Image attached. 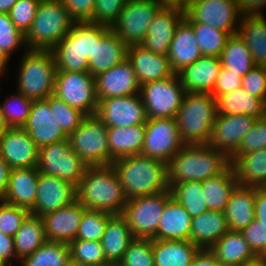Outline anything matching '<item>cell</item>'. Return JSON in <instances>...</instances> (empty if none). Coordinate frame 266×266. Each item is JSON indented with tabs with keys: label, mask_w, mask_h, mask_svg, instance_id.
<instances>
[{
	"label": "cell",
	"mask_w": 266,
	"mask_h": 266,
	"mask_svg": "<svg viewBox=\"0 0 266 266\" xmlns=\"http://www.w3.org/2000/svg\"><path fill=\"white\" fill-rule=\"evenodd\" d=\"M77 200L86 208L123 214L127 198L113 165L88 166L77 187Z\"/></svg>",
	"instance_id": "1"
},
{
	"label": "cell",
	"mask_w": 266,
	"mask_h": 266,
	"mask_svg": "<svg viewBox=\"0 0 266 266\" xmlns=\"http://www.w3.org/2000/svg\"><path fill=\"white\" fill-rule=\"evenodd\" d=\"M229 165V157L208 144H185L167 163L168 184L203 181Z\"/></svg>",
	"instance_id": "2"
},
{
	"label": "cell",
	"mask_w": 266,
	"mask_h": 266,
	"mask_svg": "<svg viewBox=\"0 0 266 266\" xmlns=\"http://www.w3.org/2000/svg\"><path fill=\"white\" fill-rule=\"evenodd\" d=\"M112 165L127 199L170 190L165 162L139 154L116 159Z\"/></svg>",
	"instance_id": "3"
},
{
	"label": "cell",
	"mask_w": 266,
	"mask_h": 266,
	"mask_svg": "<svg viewBox=\"0 0 266 266\" xmlns=\"http://www.w3.org/2000/svg\"><path fill=\"white\" fill-rule=\"evenodd\" d=\"M217 115L216 98L210 93H187L175 116L184 144H208Z\"/></svg>",
	"instance_id": "4"
},
{
	"label": "cell",
	"mask_w": 266,
	"mask_h": 266,
	"mask_svg": "<svg viewBox=\"0 0 266 266\" xmlns=\"http://www.w3.org/2000/svg\"><path fill=\"white\" fill-rule=\"evenodd\" d=\"M75 21L59 0H41L35 18L24 34L26 49L51 50Z\"/></svg>",
	"instance_id": "5"
},
{
	"label": "cell",
	"mask_w": 266,
	"mask_h": 266,
	"mask_svg": "<svg viewBox=\"0 0 266 266\" xmlns=\"http://www.w3.org/2000/svg\"><path fill=\"white\" fill-rule=\"evenodd\" d=\"M19 64L17 90L32 100L53 94L56 62L52 50L27 49Z\"/></svg>",
	"instance_id": "6"
},
{
	"label": "cell",
	"mask_w": 266,
	"mask_h": 266,
	"mask_svg": "<svg viewBox=\"0 0 266 266\" xmlns=\"http://www.w3.org/2000/svg\"><path fill=\"white\" fill-rule=\"evenodd\" d=\"M107 139V126L96 115L86 116L68 136L71 148L87 166L110 165Z\"/></svg>",
	"instance_id": "7"
},
{
	"label": "cell",
	"mask_w": 266,
	"mask_h": 266,
	"mask_svg": "<svg viewBox=\"0 0 266 266\" xmlns=\"http://www.w3.org/2000/svg\"><path fill=\"white\" fill-rule=\"evenodd\" d=\"M87 167L68 139L39 148L37 168L41 174L58 177L78 187Z\"/></svg>",
	"instance_id": "8"
},
{
	"label": "cell",
	"mask_w": 266,
	"mask_h": 266,
	"mask_svg": "<svg viewBox=\"0 0 266 266\" xmlns=\"http://www.w3.org/2000/svg\"><path fill=\"white\" fill-rule=\"evenodd\" d=\"M53 94L86 116L96 114L99 100L89 72L57 71Z\"/></svg>",
	"instance_id": "9"
},
{
	"label": "cell",
	"mask_w": 266,
	"mask_h": 266,
	"mask_svg": "<svg viewBox=\"0 0 266 266\" xmlns=\"http://www.w3.org/2000/svg\"><path fill=\"white\" fill-rule=\"evenodd\" d=\"M140 94L148 118H175L186 94L177 73L142 84Z\"/></svg>",
	"instance_id": "10"
},
{
	"label": "cell",
	"mask_w": 266,
	"mask_h": 266,
	"mask_svg": "<svg viewBox=\"0 0 266 266\" xmlns=\"http://www.w3.org/2000/svg\"><path fill=\"white\" fill-rule=\"evenodd\" d=\"M171 197V191L166 190L127 200L122 215L135 238H152L156 234L165 204Z\"/></svg>",
	"instance_id": "11"
},
{
	"label": "cell",
	"mask_w": 266,
	"mask_h": 266,
	"mask_svg": "<svg viewBox=\"0 0 266 266\" xmlns=\"http://www.w3.org/2000/svg\"><path fill=\"white\" fill-rule=\"evenodd\" d=\"M161 8L156 0H128L110 29L128 46L139 45Z\"/></svg>",
	"instance_id": "12"
},
{
	"label": "cell",
	"mask_w": 266,
	"mask_h": 266,
	"mask_svg": "<svg viewBox=\"0 0 266 266\" xmlns=\"http://www.w3.org/2000/svg\"><path fill=\"white\" fill-rule=\"evenodd\" d=\"M175 118H148L141 155L168 163L184 146Z\"/></svg>",
	"instance_id": "13"
},
{
	"label": "cell",
	"mask_w": 266,
	"mask_h": 266,
	"mask_svg": "<svg viewBox=\"0 0 266 266\" xmlns=\"http://www.w3.org/2000/svg\"><path fill=\"white\" fill-rule=\"evenodd\" d=\"M241 17L236 0H192L184 18L189 23L212 25L231 36L237 33Z\"/></svg>",
	"instance_id": "14"
},
{
	"label": "cell",
	"mask_w": 266,
	"mask_h": 266,
	"mask_svg": "<svg viewBox=\"0 0 266 266\" xmlns=\"http://www.w3.org/2000/svg\"><path fill=\"white\" fill-rule=\"evenodd\" d=\"M95 115L107 127L145 125L148 119L140 93L101 99Z\"/></svg>",
	"instance_id": "15"
},
{
	"label": "cell",
	"mask_w": 266,
	"mask_h": 266,
	"mask_svg": "<svg viewBox=\"0 0 266 266\" xmlns=\"http://www.w3.org/2000/svg\"><path fill=\"white\" fill-rule=\"evenodd\" d=\"M0 156L10 169L37 167L39 147L23 128H5L0 133Z\"/></svg>",
	"instance_id": "16"
},
{
	"label": "cell",
	"mask_w": 266,
	"mask_h": 266,
	"mask_svg": "<svg viewBox=\"0 0 266 266\" xmlns=\"http://www.w3.org/2000/svg\"><path fill=\"white\" fill-rule=\"evenodd\" d=\"M77 200V187L58 177L39 173L37 194L30 214L42 217Z\"/></svg>",
	"instance_id": "17"
},
{
	"label": "cell",
	"mask_w": 266,
	"mask_h": 266,
	"mask_svg": "<svg viewBox=\"0 0 266 266\" xmlns=\"http://www.w3.org/2000/svg\"><path fill=\"white\" fill-rule=\"evenodd\" d=\"M256 118L246 114H217L208 145L230 157L251 130Z\"/></svg>",
	"instance_id": "18"
},
{
	"label": "cell",
	"mask_w": 266,
	"mask_h": 266,
	"mask_svg": "<svg viewBox=\"0 0 266 266\" xmlns=\"http://www.w3.org/2000/svg\"><path fill=\"white\" fill-rule=\"evenodd\" d=\"M23 129L39 148L68 139L54 116V108L46 100H34Z\"/></svg>",
	"instance_id": "19"
},
{
	"label": "cell",
	"mask_w": 266,
	"mask_h": 266,
	"mask_svg": "<svg viewBox=\"0 0 266 266\" xmlns=\"http://www.w3.org/2000/svg\"><path fill=\"white\" fill-rule=\"evenodd\" d=\"M98 100L140 93L134 68L126 58L123 62L95 76Z\"/></svg>",
	"instance_id": "20"
},
{
	"label": "cell",
	"mask_w": 266,
	"mask_h": 266,
	"mask_svg": "<svg viewBox=\"0 0 266 266\" xmlns=\"http://www.w3.org/2000/svg\"><path fill=\"white\" fill-rule=\"evenodd\" d=\"M185 17V11L162 7L155 15L141 45L149 51L167 55L175 30Z\"/></svg>",
	"instance_id": "21"
},
{
	"label": "cell",
	"mask_w": 266,
	"mask_h": 266,
	"mask_svg": "<svg viewBox=\"0 0 266 266\" xmlns=\"http://www.w3.org/2000/svg\"><path fill=\"white\" fill-rule=\"evenodd\" d=\"M86 208L75 200L70 205L42 216L46 239L69 244L76 239Z\"/></svg>",
	"instance_id": "22"
},
{
	"label": "cell",
	"mask_w": 266,
	"mask_h": 266,
	"mask_svg": "<svg viewBox=\"0 0 266 266\" xmlns=\"http://www.w3.org/2000/svg\"><path fill=\"white\" fill-rule=\"evenodd\" d=\"M127 59L131 62L140 85L175 74L167 55L155 54L141 44L128 47Z\"/></svg>",
	"instance_id": "23"
},
{
	"label": "cell",
	"mask_w": 266,
	"mask_h": 266,
	"mask_svg": "<svg viewBox=\"0 0 266 266\" xmlns=\"http://www.w3.org/2000/svg\"><path fill=\"white\" fill-rule=\"evenodd\" d=\"M222 63L220 57L202 55L191 65L186 66L178 76L187 93H212Z\"/></svg>",
	"instance_id": "24"
},
{
	"label": "cell",
	"mask_w": 266,
	"mask_h": 266,
	"mask_svg": "<svg viewBox=\"0 0 266 266\" xmlns=\"http://www.w3.org/2000/svg\"><path fill=\"white\" fill-rule=\"evenodd\" d=\"M39 173L37 167L11 169L8 186L1 200L30 211L36 200Z\"/></svg>",
	"instance_id": "25"
},
{
	"label": "cell",
	"mask_w": 266,
	"mask_h": 266,
	"mask_svg": "<svg viewBox=\"0 0 266 266\" xmlns=\"http://www.w3.org/2000/svg\"><path fill=\"white\" fill-rule=\"evenodd\" d=\"M128 45L111 29L94 39L93 55L88 59L89 73L94 77L120 64L127 58Z\"/></svg>",
	"instance_id": "26"
},
{
	"label": "cell",
	"mask_w": 266,
	"mask_h": 266,
	"mask_svg": "<svg viewBox=\"0 0 266 266\" xmlns=\"http://www.w3.org/2000/svg\"><path fill=\"white\" fill-rule=\"evenodd\" d=\"M175 73L198 60L202 53L193 26L183 18L178 24L167 54Z\"/></svg>",
	"instance_id": "27"
},
{
	"label": "cell",
	"mask_w": 266,
	"mask_h": 266,
	"mask_svg": "<svg viewBox=\"0 0 266 266\" xmlns=\"http://www.w3.org/2000/svg\"><path fill=\"white\" fill-rule=\"evenodd\" d=\"M255 195V187L237 184L233 189L224 210L230 230L242 231L254 221Z\"/></svg>",
	"instance_id": "28"
},
{
	"label": "cell",
	"mask_w": 266,
	"mask_h": 266,
	"mask_svg": "<svg viewBox=\"0 0 266 266\" xmlns=\"http://www.w3.org/2000/svg\"><path fill=\"white\" fill-rule=\"evenodd\" d=\"M192 217L172 197L166 202L156 234V240H190Z\"/></svg>",
	"instance_id": "29"
},
{
	"label": "cell",
	"mask_w": 266,
	"mask_h": 266,
	"mask_svg": "<svg viewBox=\"0 0 266 266\" xmlns=\"http://www.w3.org/2000/svg\"><path fill=\"white\" fill-rule=\"evenodd\" d=\"M229 230L224 212L207 210L192 218L191 242L199 249H209Z\"/></svg>",
	"instance_id": "30"
},
{
	"label": "cell",
	"mask_w": 266,
	"mask_h": 266,
	"mask_svg": "<svg viewBox=\"0 0 266 266\" xmlns=\"http://www.w3.org/2000/svg\"><path fill=\"white\" fill-rule=\"evenodd\" d=\"M238 184L255 188L266 187V148L229 157Z\"/></svg>",
	"instance_id": "31"
},
{
	"label": "cell",
	"mask_w": 266,
	"mask_h": 266,
	"mask_svg": "<svg viewBox=\"0 0 266 266\" xmlns=\"http://www.w3.org/2000/svg\"><path fill=\"white\" fill-rule=\"evenodd\" d=\"M134 238L126 218L122 214L112 215L100 241L107 261L117 265Z\"/></svg>",
	"instance_id": "32"
},
{
	"label": "cell",
	"mask_w": 266,
	"mask_h": 266,
	"mask_svg": "<svg viewBox=\"0 0 266 266\" xmlns=\"http://www.w3.org/2000/svg\"><path fill=\"white\" fill-rule=\"evenodd\" d=\"M144 134L145 125L107 127L110 165H112L116 159L141 154Z\"/></svg>",
	"instance_id": "33"
},
{
	"label": "cell",
	"mask_w": 266,
	"mask_h": 266,
	"mask_svg": "<svg viewBox=\"0 0 266 266\" xmlns=\"http://www.w3.org/2000/svg\"><path fill=\"white\" fill-rule=\"evenodd\" d=\"M209 249L221 266H238L257 257L241 231H227Z\"/></svg>",
	"instance_id": "34"
},
{
	"label": "cell",
	"mask_w": 266,
	"mask_h": 266,
	"mask_svg": "<svg viewBox=\"0 0 266 266\" xmlns=\"http://www.w3.org/2000/svg\"><path fill=\"white\" fill-rule=\"evenodd\" d=\"M217 114H246L262 119L266 117V100L249 94L242 87L232 92L221 94L216 99Z\"/></svg>",
	"instance_id": "35"
},
{
	"label": "cell",
	"mask_w": 266,
	"mask_h": 266,
	"mask_svg": "<svg viewBox=\"0 0 266 266\" xmlns=\"http://www.w3.org/2000/svg\"><path fill=\"white\" fill-rule=\"evenodd\" d=\"M198 250L190 240L152 239L155 266H190Z\"/></svg>",
	"instance_id": "36"
},
{
	"label": "cell",
	"mask_w": 266,
	"mask_h": 266,
	"mask_svg": "<svg viewBox=\"0 0 266 266\" xmlns=\"http://www.w3.org/2000/svg\"><path fill=\"white\" fill-rule=\"evenodd\" d=\"M237 35L248 46L253 62L266 66V20L263 15L241 17Z\"/></svg>",
	"instance_id": "37"
},
{
	"label": "cell",
	"mask_w": 266,
	"mask_h": 266,
	"mask_svg": "<svg viewBox=\"0 0 266 266\" xmlns=\"http://www.w3.org/2000/svg\"><path fill=\"white\" fill-rule=\"evenodd\" d=\"M238 184L232 165L222 173L202 181V191L208 210L224 212L233 189Z\"/></svg>",
	"instance_id": "38"
},
{
	"label": "cell",
	"mask_w": 266,
	"mask_h": 266,
	"mask_svg": "<svg viewBox=\"0 0 266 266\" xmlns=\"http://www.w3.org/2000/svg\"><path fill=\"white\" fill-rule=\"evenodd\" d=\"M57 71L89 72V63L79 49V39H75V23L52 49Z\"/></svg>",
	"instance_id": "39"
},
{
	"label": "cell",
	"mask_w": 266,
	"mask_h": 266,
	"mask_svg": "<svg viewBox=\"0 0 266 266\" xmlns=\"http://www.w3.org/2000/svg\"><path fill=\"white\" fill-rule=\"evenodd\" d=\"M47 241L42 217L29 214L13 236L14 251L19 262Z\"/></svg>",
	"instance_id": "40"
},
{
	"label": "cell",
	"mask_w": 266,
	"mask_h": 266,
	"mask_svg": "<svg viewBox=\"0 0 266 266\" xmlns=\"http://www.w3.org/2000/svg\"><path fill=\"white\" fill-rule=\"evenodd\" d=\"M222 67L243 77L254 66L248 46L235 34L231 35L220 55Z\"/></svg>",
	"instance_id": "41"
},
{
	"label": "cell",
	"mask_w": 266,
	"mask_h": 266,
	"mask_svg": "<svg viewBox=\"0 0 266 266\" xmlns=\"http://www.w3.org/2000/svg\"><path fill=\"white\" fill-rule=\"evenodd\" d=\"M70 261L69 245L64 242L46 241L32 254L20 260L21 266H64Z\"/></svg>",
	"instance_id": "42"
},
{
	"label": "cell",
	"mask_w": 266,
	"mask_h": 266,
	"mask_svg": "<svg viewBox=\"0 0 266 266\" xmlns=\"http://www.w3.org/2000/svg\"><path fill=\"white\" fill-rule=\"evenodd\" d=\"M172 198L193 218L208 210L202 191V181L181 182L169 186Z\"/></svg>",
	"instance_id": "43"
},
{
	"label": "cell",
	"mask_w": 266,
	"mask_h": 266,
	"mask_svg": "<svg viewBox=\"0 0 266 266\" xmlns=\"http://www.w3.org/2000/svg\"><path fill=\"white\" fill-rule=\"evenodd\" d=\"M68 245L70 249V260L77 266L111 265L104 255L101 242L74 239Z\"/></svg>",
	"instance_id": "44"
},
{
	"label": "cell",
	"mask_w": 266,
	"mask_h": 266,
	"mask_svg": "<svg viewBox=\"0 0 266 266\" xmlns=\"http://www.w3.org/2000/svg\"><path fill=\"white\" fill-rule=\"evenodd\" d=\"M190 24L193 26L202 55L220 57L230 35L206 23Z\"/></svg>",
	"instance_id": "45"
},
{
	"label": "cell",
	"mask_w": 266,
	"mask_h": 266,
	"mask_svg": "<svg viewBox=\"0 0 266 266\" xmlns=\"http://www.w3.org/2000/svg\"><path fill=\"white\" fill-rule=\"evenodd\" d=\"M4 102L1 104V110L6 128H23L34 100L17 91Z\"/></svg>",
	"instance_id": "46"
},
{
	"label": "cell",
	"mask_w": 266,
	"mask_h": 266,
	"mask_svg": "<svg viewBox=\"0 0 266 266\" xmlns=\"http://www.w3.org/2000/svg\"><path fill=\"white\" fill-rule=\"evenodd\" d=\"M45 100L49 103L50 108H54V116L67 136L75 131L86 117L83 112L69 106L54 94L49 95Z\"/></svg>",
	"instance_id": "47"
},
{
	"label": "cell",
	"mask_w": 266,
	"mask_h": 266,
	"mask_svg": "<svg viewBox=\"0 0 266 266\" xmlns=\"http://www.w3.org/2000/svg\"><path fill=\"white\" fill-rule=\"evenodd\" d=\"M112 214L86 209L81 219L76 239L100 242L105 232L108 219Z\"/></svg>",
	"instance_id": "48"
},
{
	"label": "cell",
	"mask_w": 266,
	"mask_h": 266,
	"mask_svg": "<svg viewBox=\"0 0 266 266\" xmlns=\"http://www.w3.org/2000/svg\"><path fill=\"white\" fill-rule=\"evenodd\" d=\"M118 265L155 266L152 251V238H134Z\"/></svg>",
	"instance_id": "49"
},
{
	"label": "cell",
	"mask_w": 266,
	"mask_h": 266,
	"mask_svg": "<svg viewBox=\"0 0 266 266\" xmlns=\"http://www.w3.org/2000/svg\"><path fill=\"white\" fill-rule=\"evenodd\" d=\"M109 30L106 25L75 22V39H79V49L87 59L93 55L94 39H101Z\"/></svg>",
	"instance_id": "50"
},
{
	"label": "cell",
	"mask_w": 266,
	"mask_h": 266,
	"mask_svg": "<svg viewBox=\"0 0 266 266\" xmlns=\"http://www.w3.org/2000/svg\"><path fill=\"white\" fill-rule=\"evenodd\" d=\"M29 214L28 209L8 204L0 199V231L13 237Z\"/></svg>",
	"instance_id": "51"
},
{
	"label": "cell",
	"mask_w": 266,
	"mask_h": 266,
	"mask_svg": "<svg viewBox=\"0 0 266 266\" xmlns=\"http://www.w3.org/2000/svg\"><path fill=\"white\" fill-rule=\"evenodd\" d=\"M21 45H26L24 34L11 21L9 13H0L1 49L10 57Z\"/></svg>",
	"instance_id": "52"
},
{
	"label": "cell",
	"mask_w": 266,
	"mask_h": 266,
	"mask_svg": "<svg viewBox=\"0 0 266 266\" xmlns=\"http://www.w3.org/2000/svg\"><path fill=\"white\" fill-rule=\"evenodd\" d=\"M41 0H18L10 9L9 16L15 26L25 34L30 28Z\"/></svg>",
	"instance_id": "53"
},
{
	"label": "cell",
	"mask_w": 266,
	"mask_h": 266,
	"mask_svg": "<svg viewBox=\"0 0 266 266\" xmlns=\"http://www.w3.org/2000/svg\"><path fill=\"white\" fill-rule=\"evenodd\" d=\"M266 148V117L256 119L250 131H248L239 148L232 155H242L250 151H258Z\"/></svg>",
	"instance_id": "54"
},
{
	"label": "cell",
	"mask_w": 266,
	"mask_h": 266,
	"mask_svg": "<svg viewBox=\"0 0 266 266\" xmlns=\"http://www.w3.org/2000/svg\"><path fill=\"white\" fill-rule=\"evenodd\" d=\"M128 0H95L90 23L111 27Z\"/></svg>",
	"instance_id": "55"
},
{
	"label": "cell",
	"mask_w": 266,
	"mask_h": 266,
	"mask_svg": "<svg viewBox=\"0 0 266 266\" xmlns=\"http://www.w3.org/2000/svg\"><path fill=\"white\" fill-rule=\"evenodd\" d=\"M241 84L249 94L266 100V66L255 65L242 77Z\"/></svg>",
	"instance_id": "56"
},
{
	"label": "cell",
	"mask_w": 266,
	"mask_h": 266,
	"mask_svg": "<svg viewBox=\"0 0 266 266\" xmlns=\"http://www.w3.org/2000/svg\"><path fill=\"white\" fill-rule=\"evenodd\" d=\"M241 232L253 253L257 257H266V226L254 219Z\"/></svg>",
	"instance_id": "57"
},
{
	"label": "cell",
	"mask_w": 266,
	"mask_h": 266,
	"mask_svg": "<svg viewBox=\"0 0 266 266\" xmlns=\"http://www.w3.org/2000/svg\"><path fill=\"white\" fill-rule=\"evenodd\" d=\"M75 22H90L93 18L95 0H59Z\"/></svg>",
	"instance_id": "58"
},
{
	"label": "cell",
	"mask_w": 266,
	"mask_h": 266,
	"mask_svg": "<svg viewBox=\"0 0 266 266\" xmlns=\"http://www.w3.org/2000/svg\"><path fill=\"white\" fill-rule=\"evenodd\" d=\"M241 83L242 77L234 72H229L227 68L222 67L216 78L214 90L211 94L217 99L221 94H226L241 88Z\"/></svg>",
	"instance_id": "59"
},
{
	"label": "cell",
	"mask_w": 266,
	"mask_h": 266,
	"mask_svg": "<svg viewBox=\"0 0 266 266\" xmlns=\"http://www.w3.org/2000/svg\"><path fill=\"white\" fill-rule=\"evenodd\" d=\"M12 258H16L13 237L7 236L0 231V262L4 266H12Z\"/></svg>",
	"instance_id": "60"
},
{
	"label": "cell",
	"mask_w": 266,
	"mask_h": 266,
	"mask_svg": "<svg viewBox=\"0 0 266 266\" xmlns=\"http://www.w3.org/2000/svg\"><path fill=\"white\" fill-rule=\"evenodd\" d=\"M255 219L266 226V187L256 188Z\"/></svg>",
	"instance_id": "61"
},
{
	"label": "cell",
	"mask_w": 266,
	"mask_h": 266,
	"mask_svg": "<svg viewBox=\"0 0 266 266\" xmlns=\"http://www.w3.org/2000/svg\"><path fill=\"white\" fill-rule=\"evenodd\" d=\"M190 266H221L210 249H199Z\"/></svg>",
	"instance_id": "62"
},
{
	"label": "cell",
	"mask_w": 266,
	"mask_h": 266,
	"mask_svg": "<svg viewBox=\"0 0 266 266\" xmlns=\"http://www.w3.org/2000/svg\"><path fill=\"white\" fill-rule=\"evenodd\" d=\"M10 167L6 161L0 156V199L3 198L9 180Z\"/></svg>",
	"instance_id": "63"
},
{
	"label": "cell",
	"mask_w": 266,
	"mask_h": 266,
	"mask_svg": "<svg viewBox=\"0 0 266 266\" xmlns=\"http://www.w3.org/2000/svg\"><path fill=\"white\" fill-rule=\"evenodd\" d=\"M158 4L166 8H177L185 11L188 8L190 0H156Z\"/></svg>",
	"instance_id": "64"
},
{
	"label": "cell",
	"mask_w": 266,
	"mask_h": 266,
	"mask_svg": "<svg viewBox=\"0 0 266 266\" xmlns=\"http://www.w3.org/2000/svg\"><path fill=\"white\" fill-rule=\"evenodd\" d=\"M18 0H0V13H9Z\"/></svg>",
	"instance_id": "65"
},
{
	"label": "cell",
	"mask_w": 266,
	"mask_h": 266,
	"mask_svg": "<svg viewBox=\"0 0 266 266\" xmlns=\"http://www.w3.org/2000/svg\"><path fill=\"white\" fill-rule=\"evenodd\" d=\"M9 56L0 47V75L7 69Z\"/></svg>",
	"instance_id": "66"
},
{
	"label": "cell",
	"mask_w": 266,
	"mask_h": 266,
	"mask_svg": "<svg viewBox=\"0 0 266 266\" xmlns=\"http://www.w3.org/2000/svg\"><path fill=\"white\" fill-rule=\"evenodd\" d=\"M238 266H266V257H256L255 259L241 263Z\"/></svg>",
	"instance_id": "67"
},
{
	"label": "cell",
	"mask_w": 266,
	"mask_h": 266,
	"mask_svg": "<svg viewBox=\"0 0 266 266\" xmlns=\"http://www.w3.org/2000/svg\"><path fill=\"white\" fill-rule=\"evenodd\" d=\"M6 128L4 124V119L2 115V110H1V104H0V133Z\"/></svg>",
	"instance_id": "68"
},
{
	"label": "cell",
	"mask_w": 266,
	"mask_h": 266,
	"mask_svg": "<svg viewBox=\"0 0 266 266\" xmlns=\"http://www.w3.org/2000/svg\"><path fill=\"white\" fill-rule=\"evenodd\" d=\"M64 266H77L74 262H72L71 260Z\"/></svg>",
	"instance_id": "69"
}]
</instances>
